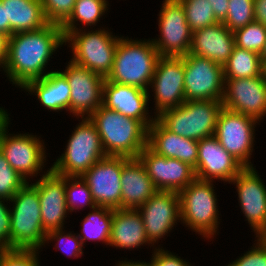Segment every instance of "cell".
Returning a JSON list of instances; mask_svg holds the SVG:
<instances>
[{
  "label": "cell",
  "instance_id": "cell-14",
  "mask_svg": "<svg viewBox=\"0 0 266 266\" xmlns=\"http://www.w3.org/2000/svg\"><path fill=\"white\" fill-rule=\"evenodd\" d=\"M183 57H163L157 60L152 88L155 91L157 116L185 102Z\"/></svg>",
  "mask_w": 266,
  "mask_h": 266
},
{
  "label": "cell",
  "instance_id": "cell-5",
  "mask_svg": "<svg viewBox=\"0 0 266 266\" xmlns=\"http://www.w3.org/2000/svg\"><path fill=\"white\" fill-rule=\"evenodd\" d=\"M28 183L9 200L15 204L10 209L11 249L37 250L46 242L47 232L41 222L38 191Z\"/></svg>",
  "mask_w": 266,
  "mask_h": 266
},
{
  "label": "cell",
  "instance_id": "cell-16",
  "mask_svg": "<svg viewBox=\"0 0 266 266\" xmlns=\"http://www.w3.org/2000/svg\"><path fill=\"white\" fill-rule=\"evenodd\" d=\"M223 107L259 121L266 114V83L262 76L224 79ZM227 86V87H226Z\"/></svg>",
  "mask_w": 266,
  "mask_h": 266
},
{
  "label": "cell",
  "instance_id": "cell-29",
  "mask_svg": "<svg viewBox=\"0 0 266 266\" xmlns=\"http://www.w3.org/2000/svg\"><path fill=\"white\" fill-rule=\"evenodd\" d=\"M260 55L235 46L223 66L224 79H243L261 75Z\"/></svg>",
  "mask_w": 266,
  "mask_h": 266
},
{
  "label": "cell",
  "instance_id": "cell-8",
  "mask_svg": "<svg viewBox=\"0 0 266 266\" xmlns=\"http://www.w3.org/2000/svg\"><path fill=\"white\" fill-rule=\"evenodd\" d=\"M212 181L195 178L179 194L181 221L204 237L216 233L218 225L217 199Z\"/></svg>",
  "mask_w": 266,
  "mask_h": 266
},
{
  "label": "cell",
  "instance_id": "cell-17",
  "mask_svg": "<svg viewBox=\"0 0 266 266\" xmlns=\"http://www.w3.org/2000/svg\"><path fill=\"white\" fill-rule=\"evenodd\" d=\"M8 125L0 134V150L11 167L25 180L42 169L45 151L42 142L36 136L19 134L9 136Z\"/></svg>",
  "mask_w": 266,
  "mask_h": 266
},
{
  "label": "cell",
  "instance_id": "cell-2",
  "mask_svg": "<svg viewBox=\"0 0 266 266\" xmlns=\"http://www.w3.org/2000/svg\"><path fill=\"white\" fill-rule=\"evenodd\" d=\"M107 156L137 158L147 146L148 128L139 120L101 105L90 116Z\"/></svg>",
  "mask_w": 266,
  "mask_h": 266
},
{
  "label": "cell",
  "instance_id": "cell-23",
  "mask_svg": "<svg viewBox=\"0 0 266 266\" xmlns=\"http://www.w3.org/2000/svg\"><path fill=\"white\" fill-rule=\"evenodd\" d=\"M234 47V32L230 31L222 22H218L193 32L189 53L224 66Z\"/></svg>",
  "mask_w": 266,
  "mask_h": 266
},
{
  "label": "cell",
  "instance_id": "cell-33",
  "mask_svg": "<svg viewBox=\"0 0 266 266\" xmlns=\"http://www.w3.org/2000/svg\"><path fill=\"white\" fill-rule=\"evenodd\" d=\"M65 190H66V206L68 211L72 212L75 209H79L80 207L82 208L86 205H89L92 210H94V208L97 207L96 203L93 200L90 188L88 187V185L82 179L81 176L80 177L65 176Z\"/></svg>",
  "mask_w": 266,
  "mask_h": 266
},
{
  "label": "cell",
  "instance_id": "cell-30",
  "mask_svg": "<svg viewBox=\"0 0 266 266\" xmlns=\"http://www.w3.org/2000/svg\"><path fill=\"white\" fill-rule=\"evenodd\" d=\"M112 218L113 209L95 207L94 211L83 219L82 236L78 234L82 244L86 240H98L109 244Z\"/></svg>",
  "mask_w": 266,
  "mask_h": 266
},
{
  "label": "cell",
  "instance_id": "cell-35",
  "mask_svg": "<svg viewBox=\"0 0 266 266\" xmlns=\"http://www.w3.org/2000/svg\"><path fill=\"white\" fill-rule=\"evenodd\" d=\"M254 22V0H229L226 19L222 22L230 31Z\"/></svg>",
  "mask_w": 266,
  "mask_h": 266
},
{
  "label": "cell",
  "instance_id": "cell-31",
  "mask_svg": "<svg viewBox=\"0 0 266 266\" xmlns=\"http://www.w3.org/2000/svg\"><path fill=\"white\" fill-rule=\"evenodd\" d=\"M106 0H76L72 13L60 25L63 32L78 30L75 21H80L84 25H94L107 9Z\"/></svg>",
  "mask_w": 266,
  "mask_h": 266
},
{
  "label": "cell",
  "instance_id": "cell-3",
  "mask_svg": "<svg viewBox=\"0 0 266 266\" xmlns=\"http://www.w3.org/2000/svg\"><path fill=\"white\" fill-rule=\"evenodd\" d=\"M160 55L152 41L119 38L111 73L106 80L147 91Z\"/></svg>",
  "mask_w": 266,
  "mask_h": 266
},
{
  "label": "cell",
  "instance_id": "cell-43",
  "mask_svg": "<svg viewBox=\"0 0 266 266\" xmlns=\"http://www.w3.org/2000/svg\"><path fill=\"white\" fill-rule=\"evenodd\" d=\"M218 22H223L227 17L229 0H208Z\"/></svg>",
  "mask_w": 266,
  "mask_h": 266
},
{
  "label": "cell",
  "instance_id": "cell-22",
  "mask_svg": "<svg viewBox=\"0 0 266 266\" xmlns=\"http://www.w3.org/2000/svg\"><path fill=\"white\" fill-rule=\"evenodd\" d=\"M148 91L138 87L117 84L105 79L103 85V106L124 116L141 121L147 128L156 120H148ZM147 112V113H146Z\"/></svg>",
  "mask_w": 266,
  "mask_h": 266
},
{
  "label": "cell",
  "instance_id": "cell-36",
  "mask_svg": "<svg viewBox=\"0 0 266 266\" xmlns=\"http://www.w3.org/2000/svg\"><path fill=\"white\" fill-rule=\"evenodd\" d=\"M27 183L8 163L0 150V198L9 201Z\"/></svg>",
  "mask_w": 266,
  "mask_h": 266
},
{
  "label": "cell",
  "instance_id": "cell-37",
  "mask_svg": "<svg viewBox=\"0 0 266 266\" xmlns=\"http://www.w3.org/2000/svg\"><path fill=\"white\" fill-rule=\"evenodd\" d=\"M41 2L46 20L61 25L72 13L76 0H41Z\"/></svg>",
  "mask_w": 266,
  "mask_h": 266
},
{
  "label": "cell",
  "instance_id": "cell-40",
  "mask_svg": "<svg viewBox=\"0 0 266 266\" xmlns=\"http://www.w3.org/2000/svg\"><path fill=\"white\" fill-rule=\"evenodd\" d=\"M256 246L228 266H266V244L258 237Z\"/></svg>",
  "mask_w": 266,
  "mask_h": 266
},
{
  "label": "cell",
  "instance_id": "cell-46",
  "mask_svg": "<svg viewBox=\"0 0 266 266\" xmlns=\"http://www.w3.org/2000/svg\"><path fill=\"white\" fill-rule=\"evenodd\" d=\"M0 32L10 36V23H6L5 8H3L1 0H0Z\"/></svg>",
  "mask_w": 266,
  "mask_h": 266
},
{
  "label": "cell",
  "instance_id": "cell-1",
  "mask_svg": "<svg viewBox=\"0 0 266 266\" xmlns=\"http://www.w3.org/2000/svg\"><path fill=\"white\" fill-rule=\"evenodd\" d=\"M65 43L59 24L9 36L7 58L2 66L10 81L23 88L29 81L40 79L53 52Z\"/></svg>",
  "mask_w": 266,
  "mask_h": 266
},
{
  "label": "cell",
  "instance_id": "cell-11",
  "mask_svg": "<svg viewBox=\"0 0 266 266\" xmlns=\"http://www.w3.org/2000/svg\"><path fill=\"white\" fill-rule=\"evenodd\" d=\"M258 120L225 107L219 113L214 136L220 145L244 167H252L255 124Z\"/></svg>",
  "mask_w": 266,
  "mask_h": 266
},
{
  "label": "cell",
  "instance_id": "cell-24",
  "mask_svg": "<svg viewBox=\"0 0 266 266\" xmlns=\"http://www.w3.org/2000/svg\"><path fill=\"white\" fill-rule=\"evenodd\" d=\"M147 146L158 155L175 158L196 168L198 140L179 136L166 129L157 119L148 128Z\"/></svg>",
  "mask_w": 266,
  "mask_h": 266
},
{
  "label": "cell",
  "instance_id": "cell-20",
  "mask_svg": "<svg viewBox=\"0 0 266 266\" xmlns=\"http://www.w3.org/2000/svg\"><path fill=\"white\" fill-rule=\"evenodd\" d=\"M244 166L229 154L213 135L198 141L195 176L200 180L220 179L229 183Z\"/></svg>",
  "mask_w": 266,
  "mask_h": 266
},
{
  "label": "cell",
  "instance_id": "cell-18",
  "mask_svg": "<svg viewBox=\"0 0 266 266\" xmlns=\"http://www.w3.org/2000/svg\"><path fill=\"white\" fill-rule=\"evenodd\" d=\"M137 210L151 244L172 230L177 219L181 220L180 198L175 191H157Z\"/></svg>",
  "mask_w": 266,
  "mask_h": 266
},
{
  "label": "cell",
  "instance_id": "cell-48",
  "mask_svg": "<svg viewBox=\"0 0 266 266\" xmlns=\"http://www.w3.org/2000/svg\"><path fill=\"white\" fill-rule=\"evenodd\" d=\"M117 265L118 266H153L152 260H151V263L150 262L149 263H146V262L144 263V262H140V261L139 262H134V261L133 262H131V261L130 262L129 261L128 262H126V261L123 262L122 261V263L120 262Z\"/></svg>",
  "mask_w": 266,
  "mask_h": 266
},
{
  "label": "cell",
  "instance_id": "cell-34",
  "mask_svg": "<svg viewBox=\"0 0 266 266\" xmlns=\"http://www.w3.org/2000/svg\"><path fill=\"white\" fill-rule=\"evenodd\" d=\"M235 46L261 54L266 42V26L252 22L234 31Z\"/></svg>",
  "mask_w": 266,
  "mask_h": 266
},
{
  "label": "cell",
  "instance_id": "cell-15",
  "mask_svg": "<svg viewBox=\"0 0 266 266\" xmlns=\"http://www.w3.org/2000/svg\"><path fill=\"white\" fill-rule=\"evenodd\" d=\"M137 158L158 191L179 193L196 178L194 168L188 163L158 155L148 146Z\"/></svg>",
  "mask_w": 266,
  "mask_h": 266
},
{
  "label": "cell",
  "instance_id": "cell-51",
  "mask_svg": "<svg viewBox=\"0 0 266 266\" xmlns=\"http://www.w3.org/2000/svg\"><path fill=\"white\" fill-rule=\"evenodd\" d=\"M259 238L266 244V230L259 236Z\"/></svg>",
  "mask_w": 266,
  "mask_h": 266
},
{
  "label": "cell",
  "instance_id": "cell-19",
  "mask_svg": "<svg viewBox=\"0 0 266 266\" xmlns=\"http://www.w3.org/2000/svg\"><path fill=\"white\" fill-rule=\"evenodd\" d=\"M231 182L236 183L241 209L259 237L266 230L265 185L253 166L244 167Z\"/></svg>",
  "mask_w": 266,
  "mask_h": 266
},
{
  "label": "cell",
  "instance_id": "cell-42",
  "mask_svg": "<svg viewBox=\"0 0 266 266\" xmlns=\"http://www.w3.org/2000/svg\"><path fill=\"white\" fill-rule=\"evenodd\" d=\"M153 266H190L183 259L178 258L168 251L156 249L152 258Z\"/></svg>",
  "mask_w": 266,
  "mask_h": 266
},
{
  "label": "cell",
  "instance_id": "cell-27",
  "mask_svg": "<svg viewBox=\"0 0 266 266\" xmlns=\"http://www.w3.org/2000/svg\"><path fill=\"white\" fill-rule=\"evenodd\" d=\"M23 89L37 95L38 100L47 109L70 111V86L60 71L48 72L40 79L29 81Z\"/></svg>",
  "mask_w": 266,
  "mask_h": 266
},
{
  "label": "cell",
  "instance_id": "cell-49",
  "mask_svg": "<svg viewBox=\"0 0 266 266\" xmlns=\"http://www.w3.org/2000/svg\"><path fill=\"white\" fill-rule=\"evenodd\" d=\"M261 76L266 83V59L261 62Z\"/></svg>",
  "mask_w": 266,
  "mask_h": 266
},
{
  "label": "cell",
  "instance_id": "cell-21",
  "mask_svg": "<svg viewBox=\"0 0 266 266\" xmlns=\"http://www.w3.org/2000/svg\"><path fill=\"white\" fill-rule=\"evenodd\" d=\"M37 188L43 229L48 232L62 229L67 213L65 176L49 169L39 181L33 183Z\"/></svg>",
  "mask_w": 266,
  "mask_h": 266
},
{
  "label": "cell",
  "instance_id": "cell-25",
  "mask_svg": "<svg viewBox=\"0 0 266 266\" xmlns=\"http://www.w3.org/2000/svg\"><path fill=\"white\" fill-rule=\"evenodd\" d=\"M122 209H137L158 190L138 158H129L121 172Z\"/></svg>",
  "mask_w": 266,
  "mask_h": 266
},
{
  "label": "cell",
  "instance_id": "cell-28",
  "mask_svg": "<svg viewBox=\"0 0 266 266\" xmlns=\"http://www.w3.org/2000/svg\"><path fill=\"white\" fill-rule=\"evenodd\" d=\"M10 23V36L16 33L38 30L49 22L43 12L41 0H1Z\"/></svg>",
  "mask_w": 266,
  "mask_h": 266
},
{
  "label": "cell",
  "instance_id": "cell-39",
  "mask_svg": "<svg viewBox=\"0 0 266 266\" xmlns=\"http://www.w3.org/2000/svg\"><path fill=\"white\" fill-rule=\"evenodd\" d=\"M63 229H54L51 231H48L46 234V241L51 240V239H56L58 241V246L62 252L68 254V256H75L78 257L79 255L81 256L83 254L82 249H83V244L81 240H78L79 237L78 235L75 236L74 234L68 233L67 235H64V232L62 231ZM63 232V233H62ZM68 242L67 244H70V248L68 247V252H66L61 246L63 244V241ZM62 241V244H61ZM65 243V242H64ZM61 244V245H60Z\"/></svg>",
  "mask_w": 266,
  "mask_h": 266
},
{
  "label": "cell",
  "instance_id": "cell-26",
  "mask_svg": "<svg viewBox=\"0 0 266 266\" xmlns=\"http://www.w3.org/2000/svg\"><path fill=\"white\" fill-rule=\"evenodd\" d=\"M146 243L150 244L138 210H113L111 235L108 245L131 249Z\"/></svg>",
  "mask_w": 266,
  "mask_h": 266
},
{
  "label": "cell",
  "instance_id": "cell-50",
  "mask_svg": "<svg viewBox=\"0 0 266 266\" xmlns=\"http://www.w3.org/2000/svg\"><path fill=\"white\" fill-rule=\"evenodd\" d=\"M260 58H261V61L266 59V42H265L264 48L260 54Z\"/></svg>",
  "mask_w": 266,
  "mask_h": 266
},
{
  "label": "cell",
  "instance_id": "cell-10",
  "mask_svg": "<svg viewBox=\"0 0 266 266\" xmlns=\"http://www.w3.org/2000/svg\"><path fill=\"white\" fill-rule=\"evenodd\" d=\"M159 29L161 37L151 41L160 56L184 57L190 52L193 32L179 0L163 2L159 15Z\"/></svg>",
  "mask_w": 266,
  "mask_h": 266
},
{
  "label": "cell",
  "instance_id": "cell-4",
  "mask_svg": "<svg viewBox=\"0 0 266 266\" xmlns=\"http://www.w3.org/2000/svg\"><path fill=\"white\" fill-rule=\"evenodd\" d=\"M222 108L223 104L218 100L185 101L162 112L156 119L169 131L199 141L215 134Z\"/></svg>",
  "mask_w": 266,
  "mask_h": 266
},
{
  "label": "cell",
  "instance_id": "cell-47",
  "mask_svg": "<svg viewBox=\"0 0 266 266\" xmlns=\"http://www.w3.org/2000/svg\"><path fill=\"white\" fill-rule=\"evenodd\" d=\"M9 124V117L6 111L0 108V134L2 130Z\"/></svg>",
  "mask_w": 266,
  "mask_h": 266
},
{
  "label": "cell",
  "instance_id": "cell-38",
  "mask_svg": "<svg viewBox=\"0 0 266 266\" xmlns=\"http://www.w3.org/2000/svg\"><path fill=\"white\" fill-rule=\"evenodd\" d=\"M38 250L10 249L0 251V266H39Z\"/></svg>",
  "mask_w": 266,
  "mask_h": 266
},
{
  "label": "cell",
  "instance_id": "cell-12",
  "mask_svg": "<svg viewBox=\"0 0 266 266\" xmlns=\"http://www.w3.org/2000/svg\"><path fill=\"white\" fill-rule=\"evenodd\" d=\"M128 159L106 156L81 176L90 188L96 206L122 209L121 172Z\"/></svg>",
  "mask_w": 266,
  "mask_h": 266
},
{
  "label": "cell",
  "instance_id": "cell-44",
  "mask_svg": "<svg viewBox=\"0 0 266 266\" xmlns=\"http://www.w3.org/2000/svg\"><path fill=\"white\" fill-rule=\"evenodd\" d=\"M254 21L266 26V0H254Z\"/></svg>",
  "mask_w": 266,
  "mask_h": 266
},
{
  "label": "cell",
  "instance_id": "cell-6",
  "mask_svg": "<svg viewBox=\"0 0 266 266\" xmlns=\"http://www.w3.org/2000/svg\"><path fill=\"white\" fill-rule=\"evenodd\" d=\"M82 119L68 140L66 150L50 168L58 175L80 177L107 156L96 125L89 117Z\"/></svg>",
  "mask_w": 266,
  "mask_h": 266
},
{
  "label": "cell",
  "instance_id": "cell-45",
  "mask_svg": "<svg viewBox=\"0 0 266 266\" xmlns=\"http://www.w3.org/2000/svg\"><path fill=\"white\" fill-rule=\"evenodd\" d=\"M9 36L0 32V66H3L8 53Z\"/></svg>",
  "mask_w": 266,
  "mask_h": 266
},
{
  "label": "cell",
  "instance_id": "cell-7",
  "mask_svg": "<svg viewBox=\"0 0 266 266\" xmlns=\"http://www.w3.org/2000/svg\"><path fill=\"white\" fill-rule=\"evenodd\" d=\"M65 43H71V61L100 74L105 79L111 73L119 38L106 30L63 32ZM71 41V42H70Z\"/></svg>",
  "mask_w": 266,
  "mask_h": 266
},
{
  "label": "cell",
  "instance_id": "cell-41",
  "mask_svg": "<svg viewBox=\"0 0 266 266\" xmlns=\"http://www.w3.org/2000/svg\"><path fill=\"white\" fill-rule=\"evenodd\" d=\"M4 201L0 198V251L11 249L10 209L2 203Z\"/></svg>",
  "mask_w": 266,
  "mask_h": 266
},
{
  "label": "cell",
  "instance_id": "cell-9",
  "mask_svg": "<svg viewBox=\"0 0 266 266\" xmlns=\"http://www.w3.org/2000/svg\"><path fill=\"white\" fill-rule=\"evenodd\" d=\"M183 62L185 101H221L224 90L223 66L190 53L183 57Z\"/></svg>",
  "mask_w": 266,
  "mask_h": 266
},
{
  "label": "cell",
  "instance_id": "cell-32",
  "mask_svg": "<svg viewBox=\"0 0 266 266\" xmlns=\"http://www.w3.org/2000/svg\"><path fill=\"white\" fill-rule=\"evenodd\" d=\"M186 14V21L192 32L217 24L211 4L208 0H179Z\"/></svg>",
  "mask_w": 266,
  "mask_h": 266
},
{
  "label": "cell",
  "instance_id": "cell-13",
  "mask_svg": "<svg viewBox=\"0 0 266 266\" xmlns=\"http://www.w3.org/2000/svg\"><path fill=\"white\" fill-rule=\"evenodd\" d=\"M69 83L70 112L75 116L89 117L103 104V85L105 78L73 61L65 72H60ZM89 113V114H88Z\"/></svg>",
  "mask_w": 266,
  "mask_h": 266
}]
</instances>
